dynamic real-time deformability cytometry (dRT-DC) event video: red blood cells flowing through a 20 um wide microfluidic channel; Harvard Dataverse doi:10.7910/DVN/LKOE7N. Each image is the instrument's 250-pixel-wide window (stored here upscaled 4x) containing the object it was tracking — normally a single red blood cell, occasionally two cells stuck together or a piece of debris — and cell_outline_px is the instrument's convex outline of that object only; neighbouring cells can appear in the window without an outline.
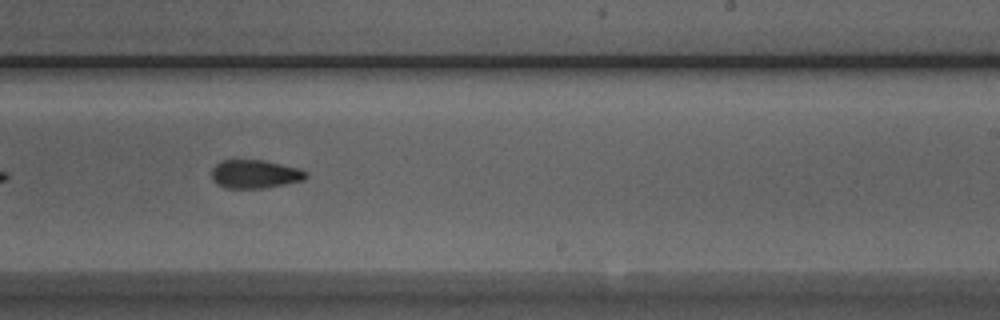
{"species": "Egyptian fruit bat (a non-hibernating species)", "species_latin": "Rousettus aegyptiacus", "temperature_condition": "room temperature", "stored_images_in_passage": 36, "camera_frame_rate_fps": 3000, "um_per_image_px": 0.085, "animal": {"sex": "male"}, "frame": {"image": 1, "passage_image": 16, "time_ms": 5.0, "image_size_px": [1000, 320], "cell_outline_px": [[308, 176], [304, 180], [284, 184], [260, 188], [224, 188], [212, 180], [212, 168], [220, 160], [264, 160], [300, 168], [308, 172]], "centroid_in_image_um": [21.68, 14.79], "position_along_channel_um": 267.3, "area_um2": 15.72}}
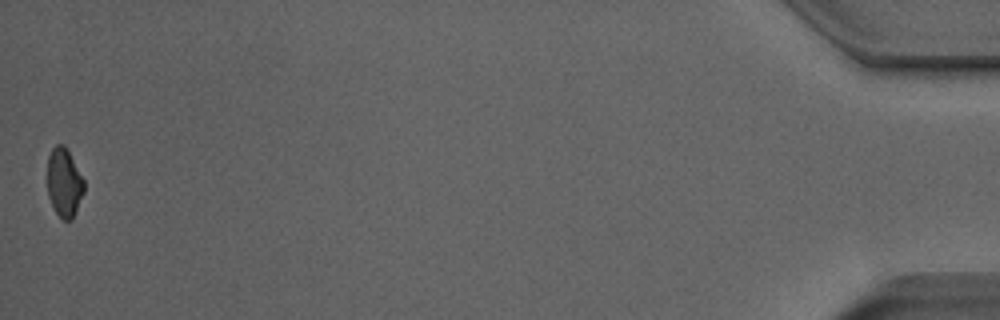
{"frame": {"image": 2, "passage_image": 36, "time_ms": 11.667, "image_size_px": [1000, 320], "cell_outline_px": [[84, 192], [76, 212], [72, 220], [64, 220], [56, 212], [48, 196], [48, 156], [52, 148], [56, 144], [64, 144], [84, 180]], "centroid_in_image_um": [5.46, 15.52], "position_along_channel_um": 429.7, "area_um2": 14.57}, "authors_computed_cell_mechanics": {"area_um2": 16.0684, "velocity_mm_per_s": 3.9978, "shape_relaxation_time_tau1_ms": 5.8226, "shape_relaxation_time_tau2_ms": 2.7098, "deformation_change_tau1": 0.1256, "deformation_change_tau2": 0.0964}}